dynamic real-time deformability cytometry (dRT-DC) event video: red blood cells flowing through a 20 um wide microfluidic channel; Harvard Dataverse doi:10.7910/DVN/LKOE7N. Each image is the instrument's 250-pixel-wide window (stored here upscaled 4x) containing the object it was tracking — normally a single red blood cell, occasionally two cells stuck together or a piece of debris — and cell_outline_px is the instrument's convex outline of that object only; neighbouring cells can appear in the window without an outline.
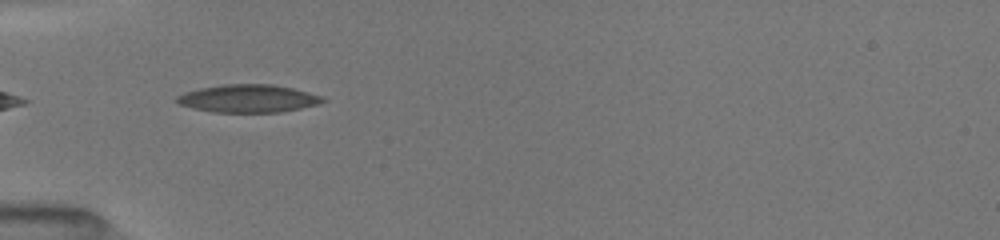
{"species": "common noctule bat (a hibernating species)", "species_latin": "Nyctalus noctula", "temperature_condition": "room temperature", "stored_images_in_passage": 32, "camera_frame_rate_fps": 3000, "um_per_image_px": 0.085, "animal": {"sex": "female", "body_mass_g": 19.5, "forearm_length_mm": 54.1}, "frame": {"image": 1, "passage_image": 2, "time_ms": 0.333, "image_size_px": [1000, 240], "cell_outline_px": [[328, 100], [320, 104], [280, 112], [212, 112], [192, 108], [180, 104], [176, 100], [176, 96], [184, 92], [200, 88], [224, 84], [272, 84], [292, 88], [324, 96]], "centroid_in_image_um": [21.13, 8.37], "position_along_channel_um": 63.9, "area_um2": 23.76}}
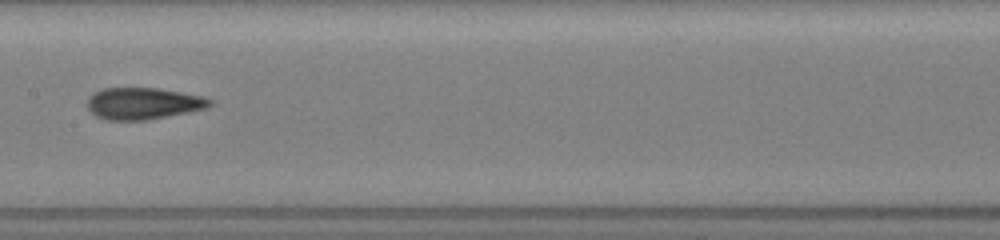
{"frame": {"image": 2, "passage_image": 12, "time_ms": 3.667, "image_size_px": [1000, 240], "cell_outline_px": [[216, 104], [208, 108], [148, 120], [104, 120], [96, 116], [88, 108], [88, 96], [104, 88], [156, 88], [204, 96], [212, 100]], "centroid_in_image_um": [12.22, 8.8], "position_along_channel_um": 195.2, "area_um2": 22.77}}
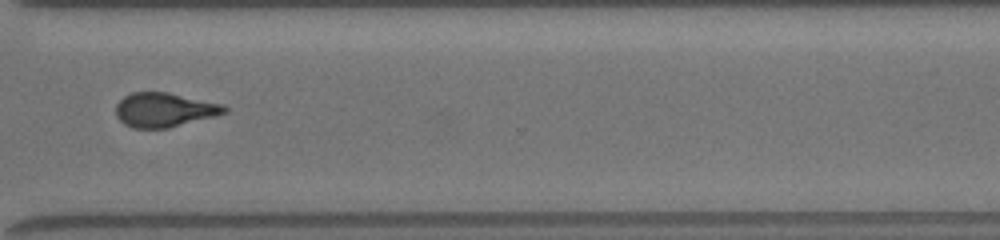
{"frame": {"image": 3, "passage_image": 24, "time_ms": 7.667, "image_size_px": [1000, 240], "cell_outline_px": [[228, 112], [216, 116], [168, 128], [132, 128], [124, 124], [116, 116], [116, 104], [124, 96], [132, 92], [168, 92], [224, 104], [228, 108]], "centroid_in_image_um": [13.99, 9.33], "position_along_channel_um": 356.6, "area_um2": 21.85}, "authors_computed_cell_mechanics": {"area_um2": 22.253, "velocity_mm_per_s": 4.0418, "shape_relaxation_time_tau1_ms": 6.2951, "shape_relaxation_time_tau2_ms": 2.1387, "deformation_change_tau1": 0.2025, "deformation_change_tau2": 0.0984}}